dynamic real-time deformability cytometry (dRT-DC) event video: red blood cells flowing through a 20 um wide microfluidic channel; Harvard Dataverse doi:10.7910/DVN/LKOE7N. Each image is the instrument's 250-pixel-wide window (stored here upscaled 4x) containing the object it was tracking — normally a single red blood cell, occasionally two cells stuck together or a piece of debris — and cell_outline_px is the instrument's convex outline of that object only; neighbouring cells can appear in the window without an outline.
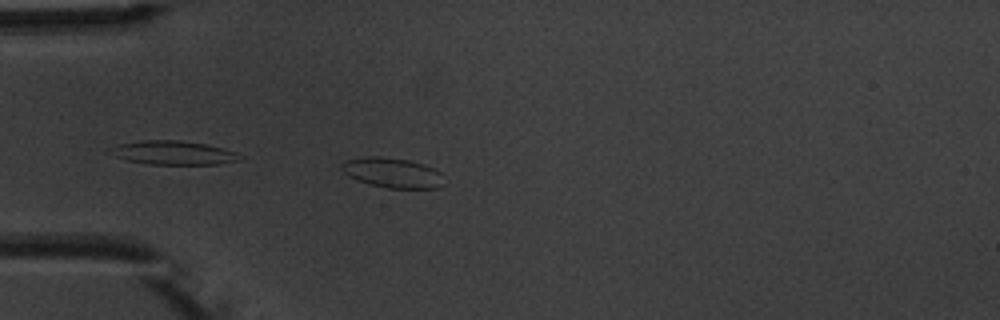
{"species": "common noctule bat (a hibernating species)", "species_latin": "Nyctalus noctula", "temperature_condition": "warm", "stored_images_in_passage": 4, "camera_frame_rate_fps": 3000, "um_per_image_px": 0.085, "animal": {"sex": "male", "body_mass_g": 20.1, "forearm_length_mm": 53.5}, "frame": {"image": 1, "passage_image": 4, "time_ms": 4.333, "image_size_px": [1000, 320], "cell_outline_px": [[444, 184], [436, 188], [388, 188], [372, 184], [348, 176], [340, 168], [340, 164], [344, 160], [364, 156], [380, 156], [408, 160], [424, 164], [440, 172]], "centroid_in_image_um": [33.33, 14.66], "position_along_channel_um": 51.7, "area_um2": 17.8}}